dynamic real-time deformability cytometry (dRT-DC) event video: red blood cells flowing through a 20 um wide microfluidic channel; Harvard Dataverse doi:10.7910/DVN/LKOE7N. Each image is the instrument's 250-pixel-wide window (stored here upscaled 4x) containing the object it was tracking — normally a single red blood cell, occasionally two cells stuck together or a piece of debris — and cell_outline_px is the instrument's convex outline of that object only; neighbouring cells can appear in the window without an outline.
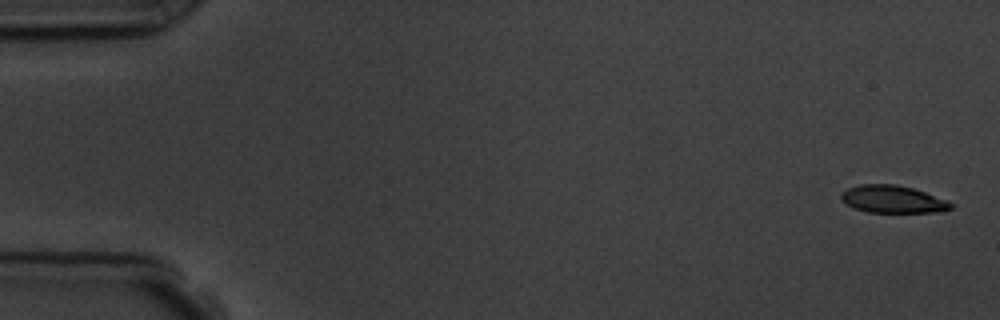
{"species": "common noctule bat (a hibernating species)", "species_latin": "Nyctalus noctula", "temperature_condition": "room temperature", "stored_images_in_passage": 11, "camera_frame_rate_fps": 3000, "um_per_image_px": 0.085, "animal": {"sex": "male", "body_mass_g": 19.5, "forearm_length_mm": 54.6}, "frame": {"image": 1, "passage_image": 1, "time_ms": 0.0, "image_size_px": [1000, 320], "cell_outline_px": [[952, 208], [932, 212], [868, 212], [856, 208], [840, 200], [840, 196], [848, 188], [860, 184], [896, 184], [912, 188], [924, 192], [944, 200], [952, 204]], "centroid_in_image_um": [75.83, 16.92], "position_along_channel_um": 9.2, "area_um2": 17.11}}
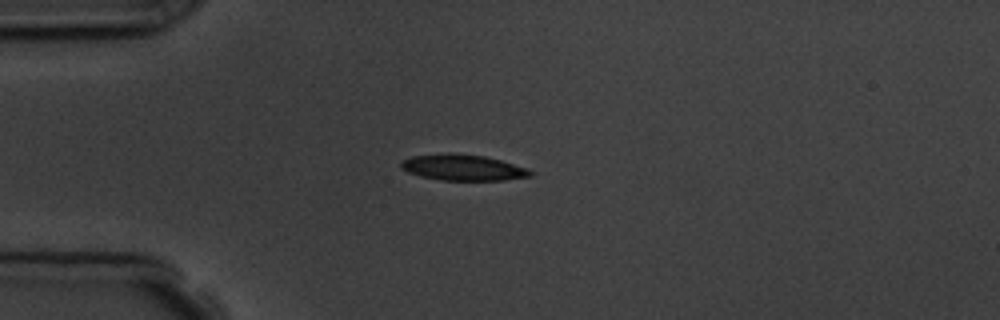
{"frame": {"image": 2, "passage_image": 4, "time_ms": 4.333, "image_size_px": [1000, 320], "cell_outline_px": [[532, 176], [504, 180], [440, 180], [420, 176], [408, 172], [400, 168], [400, 164], [404, 160], [412, 156], [444, 152], [448, 152], [484, 156], [500, 160], [528, 168], [532, 172]], "centroid_in_image_um": [39.33, 14.23], "position_along_channel_um": 45.7, "area_um2": 19.65}}
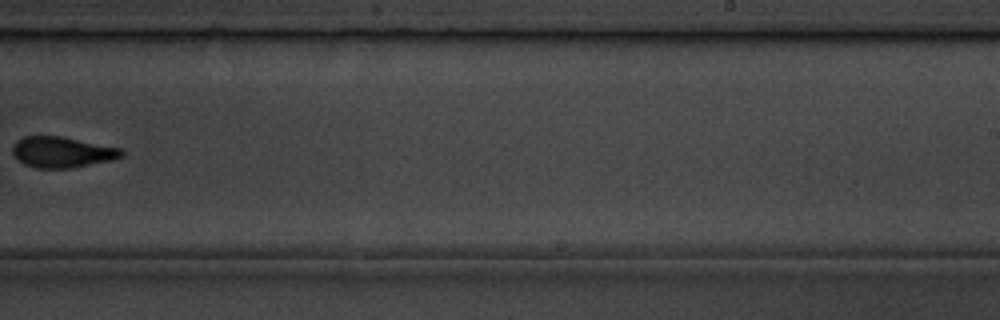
{"frame": {"image": 3, "passage_image": 10, "time_ms": 11.333, "image_size_px": [1000, 320], "cell_outline_px": [[124, 156], [112, 160], [72, 168], [36, 168], [24, 164], [16, 160], [12, 156], [12, 148], [16, 140], [24, 136], [60, 136], [124, 148]], "centroid_in_image_um": [5.28, 12.93], "position_along_channel_um": 283.7, "area_um2": 19.94}}